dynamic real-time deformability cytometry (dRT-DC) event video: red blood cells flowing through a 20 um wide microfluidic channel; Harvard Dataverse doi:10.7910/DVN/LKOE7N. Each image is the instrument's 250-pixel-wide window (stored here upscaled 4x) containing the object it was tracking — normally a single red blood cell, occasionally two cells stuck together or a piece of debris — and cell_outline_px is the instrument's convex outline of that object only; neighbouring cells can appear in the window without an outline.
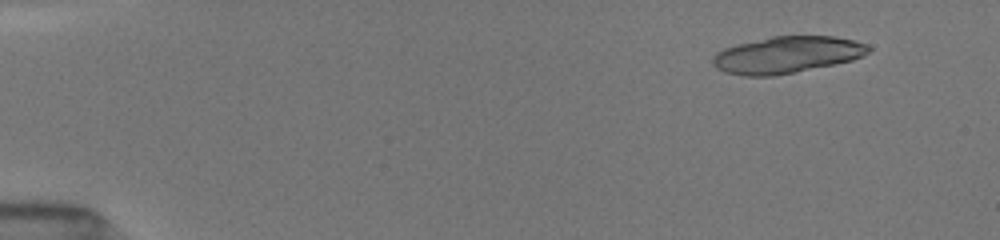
{"species": "common noctule bat (a hibernating species)", "species_latin": "Nyctalus noctula", "temperature_condition": "room temperature", "stored_images_in_passage": 19, "camera_frame_rate_fps": 3000, "um_per_image_px": 0.085, "animal": {"sex": "female", "body_mass_g": 19.5, "forearm_length_mm": 54.1}, "frame": {"image": 1, "passage_image": 5, "time_ms": 1.333, "image_size_px": [1000, 240], "cell_outline_px": [[872, 48], [864, 56], [852, 60], [772, 76], [744, 76], [724, 72], [716, 68], [712, 64], [712, 60], [716, 52], [724, 48], [736, 44], [772, 36], [832, 36], [856, 40]], "centroid_in_image_um": [66.85, 4.65], "position_along_channel_um": 18.1, "area_um2": 33.18}}